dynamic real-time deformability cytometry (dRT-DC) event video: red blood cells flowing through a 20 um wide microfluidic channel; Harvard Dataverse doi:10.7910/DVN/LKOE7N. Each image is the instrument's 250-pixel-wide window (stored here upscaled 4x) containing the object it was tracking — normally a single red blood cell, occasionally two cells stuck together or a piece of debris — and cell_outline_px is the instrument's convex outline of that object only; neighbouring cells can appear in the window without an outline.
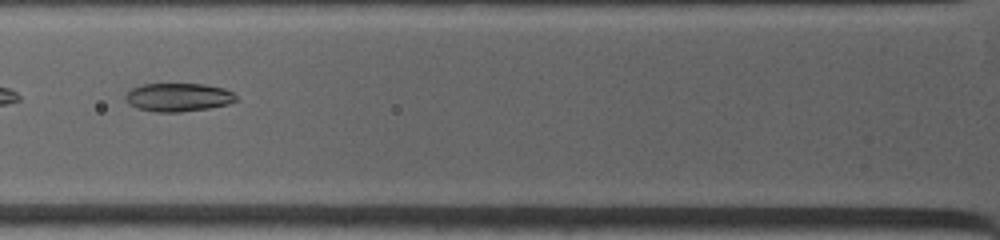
{"species": "common noctule bat (a hibernating species)", "species_latin": "Nyctalus noctula", "temperature_condition": "warm", "stored_images_in_passage": 19, "camera_frame_rate_fps": 4500, "um_per_image_px": 0.085, "animal": {"sex": "female", "body_mass_g": 19.0, "forearm_length_mm": 53.3}, "frame": {"image": 1, "passage_image": 5, "time_ms": 2.0, "image_size_px": [1000, 240], "cell_outline_px": [[236, 100], [228, 104], [208, 108], [180, 112], [156, 112], [136, 108], [128, 104], [124, 100], [124, 96], [132, 88], [144, 84], [204, 84], [224, 88], [232, 92], [236, 96]], "centroid_in_image_um": [15.12, 8.27], "position_along_channel_um": 110.7, "area_um2": 18.32}}
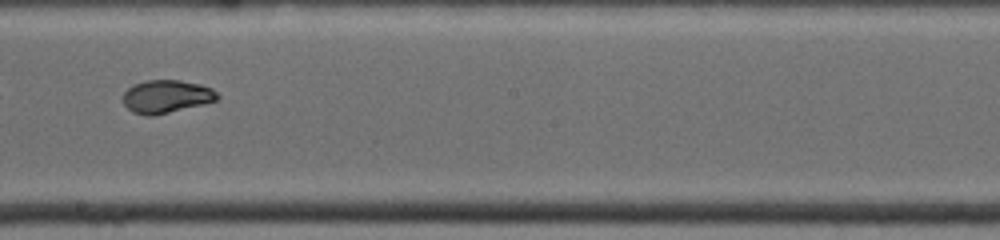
{"frame": {"image": 2, "passage_image": 11, "time_ms": 5.111, "image_size_px": [1000, 240], "cell_outline_px": [[220, 100], [204, 104], [152, 116], [144, 116], [132, 112], [124, 104], [124, 92], [132, 84], [148, 80], [180, 80], [200, 84], [212, 88], [220, 96]], "centroid_in_image_um": [14.16, 8.2], "position_along_channel_um": 234.0, "area_um2": 18.26}}
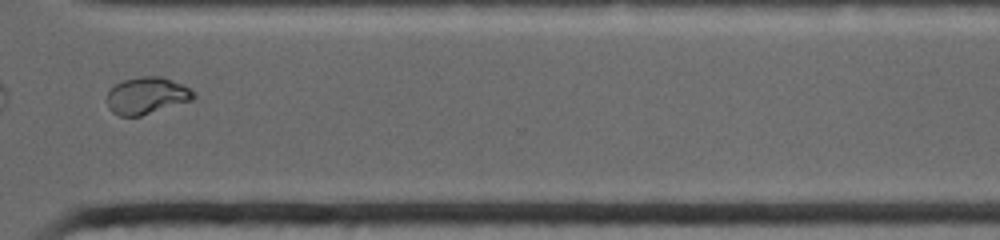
{"frame": {"image": 3, "passage_image": 17, "time_ms": 8.222, "image_size_px": [1000, 240], "cell_outline_px": [[196, 96], [192, 100], [140, 116], [120, 116], [112, 112], [108, 108], [108, 92], [116, 84], [124, 80], [140, 76], [164, 76], [184, 84]], "centroid_in_image_um": [12.48, 8.11], "position_along_channel_um": 358.1, "area_um2": 18.55}, "authors_computed_cell_mechanics": {"area_um2": 18.5538, "velocity_mm_per_s": 3.9759, "shape_relaxation_time_tau1_ms": null, "shape_relaxation_time_tau2_ms": 1.5424, "deformation_change_tau1": null, "deformation_change_tau2": 0.0484}}